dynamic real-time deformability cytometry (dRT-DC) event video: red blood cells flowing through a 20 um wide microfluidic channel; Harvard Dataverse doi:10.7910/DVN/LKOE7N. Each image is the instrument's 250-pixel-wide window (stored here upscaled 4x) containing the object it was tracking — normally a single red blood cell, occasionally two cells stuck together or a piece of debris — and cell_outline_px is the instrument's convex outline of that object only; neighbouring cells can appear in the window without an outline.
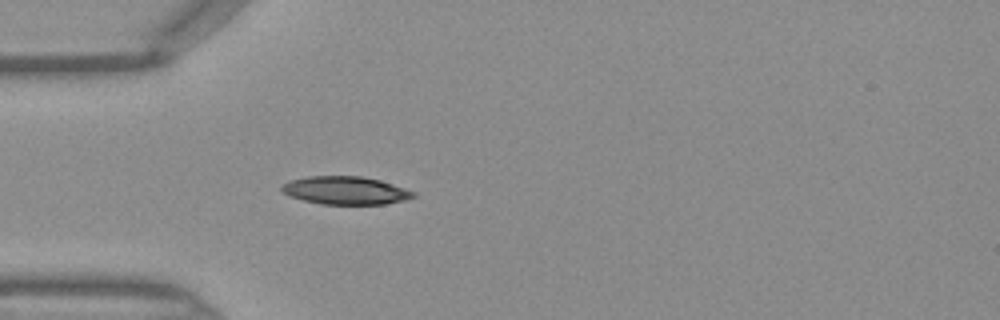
{"species": "Egyptian fruit bat (a non-hibernating species)", "species_latin": "Rousettus aegyptiacus", "temperature_condition": "warm", "stored_images_in_passage": 16, "camera_frame_rate_fps": 3000, "um_per_image_px": 0.085, "frame": {"image": 1, "passage_image": 1, "time_ms": 0.0, "image_size_px": [1000, 320], "cell_outline_px": [[416, 196], [404, 200], [384, 204], [320, 204], [304, 200], [292, 196], [284, 192], [280, 188], [280, 184], [288, 180], [308, 176], [360, 176], [380, 180], [416, 192]], "centroid_in_image_um": [29.35, 16.18], "position_along_channel_um": 55.7, "area_um2": 21.44}}
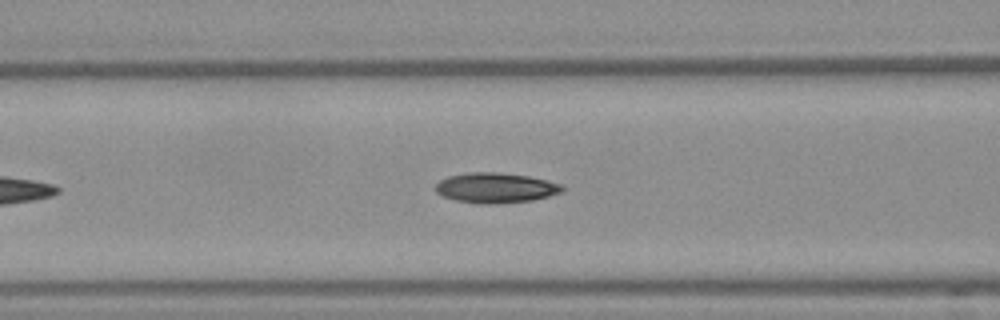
{"frame": {"image": 2, "passage_image": 6, "time_ms": 1.667, "image_size_px": [1000, 320], "cell_outline_px": [[564, 192], [532, 200], [492, 204], [484, 204], [456, 200], [444, 196], [436, 192], [436, 184], [440, 180], [448, 176], [468, 172], [500, 172], [528, 176], [560, 184], [564, 188]], "centroid_in_image_um": [42.12, 15.96], "position_along_channel_um": 124.5, "area_um2": 22.08}}
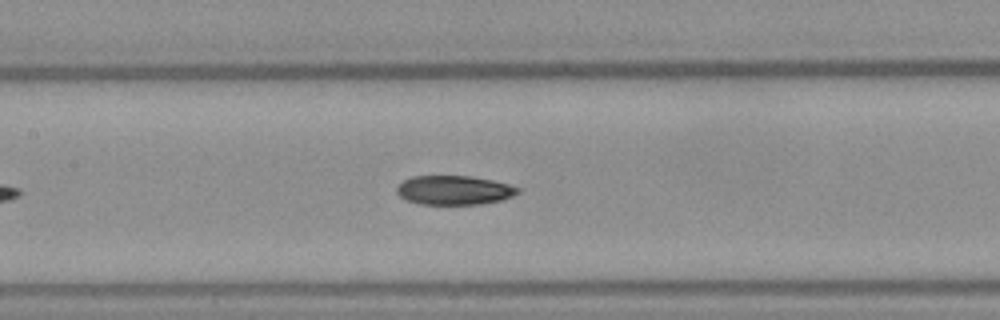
{"frame": {"image": 3, "passage_image": 9, "time_ms": 2.667, "image_size_px": [1000, 320], "cell_outline_px": [[520, 192], [512, 196], [500, 200], [480, 204], [420, 204], [404, 200], [396, 192], [396, 188], [404, 180], [412, 176], [468, 176], [492, 180], [508, 184], [520, 188]], "centroid_in_image_um": [38.58, 16.17], "position_along_channel_um": 168.8, "area_um2": 20.52}}